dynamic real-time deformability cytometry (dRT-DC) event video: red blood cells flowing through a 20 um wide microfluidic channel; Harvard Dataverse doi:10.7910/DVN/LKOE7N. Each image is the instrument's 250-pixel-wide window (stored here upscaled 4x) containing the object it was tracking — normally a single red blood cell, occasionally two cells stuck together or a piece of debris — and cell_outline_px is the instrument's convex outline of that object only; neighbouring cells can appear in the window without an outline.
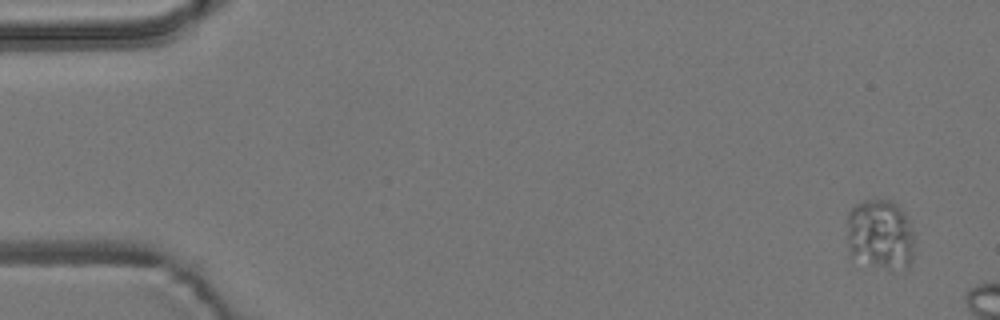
{"species": "common noctule bat (a hibernating species)", "species_latin": "Nyctalus noctula", "temperature_condition": "room temperature", "stored_images_in_passage": 4, "camera_frame_rate_fps": 3000, "um_per_image_px": 0.085, "animal": {"sex": "male", "body_mass_g": 19.2, "forearm_length_mm": 51.8}, "frame": {"image": 1, "passage_image": 1, "time_ms": 0.0, "image_size_px": [1000, 320], "cell_outline_px": [[912, 260], [908, 268], [888, 268], [872, 264], [852, 256], [848, 244], [848, 212], [856, 204], [864, 200], [892, 200], [904, 212], [912, 224]], "centroid_in_image_um": [74.84, 19.89], "position_along_channel_um": 10.2, "area_um2": 27.28}}